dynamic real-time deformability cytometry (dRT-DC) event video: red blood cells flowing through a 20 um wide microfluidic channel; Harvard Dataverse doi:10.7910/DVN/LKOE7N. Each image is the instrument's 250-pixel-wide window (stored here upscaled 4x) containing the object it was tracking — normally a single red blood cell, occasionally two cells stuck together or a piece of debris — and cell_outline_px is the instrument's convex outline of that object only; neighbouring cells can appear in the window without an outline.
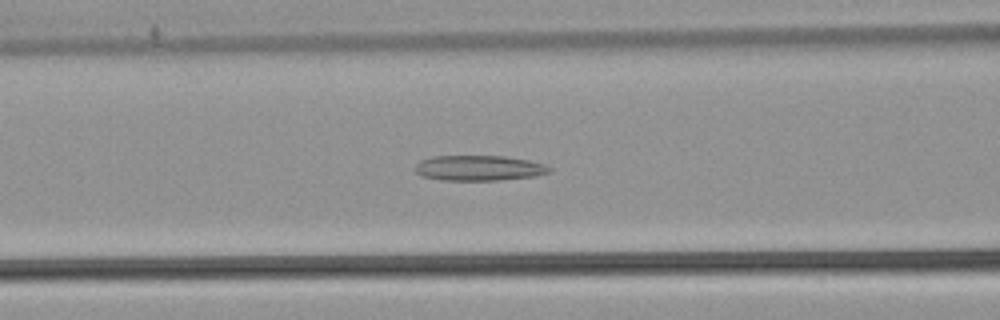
{"species": "common noctule bat (a hibernating species)", "species_latin": "Nyctalus noctula", "temperature_condition": "warm", "stored_images_in_passage": 49, "camera_frame_rate_fps": 3000, "um_per_image_px": 0.085, "animal": {"sex": "male", "body_mass_g": 21.5, "forearm_length_mm": 52.0}, "frame": {"image": 1, "passage_image": 18, "time_ms": 5.667, "image_size_px": [1000, 320], "cell_outline_px": [[552, 172], [536, 176], [496, 180], [440, 180], [424, 176], [416, 172], [416, 164], [420, 160], [432, 156], [504, 156], [528, 160], [544, 164], [552, 168]], "centroid_in_image_um": [40.74, 14.28], "position_along_channel_um": 125.9, "area_um2": 19.77}}
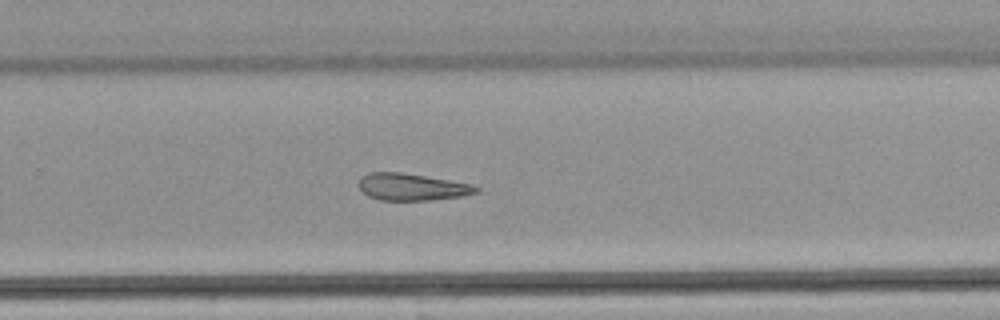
{"frame": {"image": 2, "passage_image": 31, "time_ms": 10.0, "image_size_px": [1000, 320], "cell_outline_px": [[480, 192], [464, 196], [432, 200], [380, 200], [368, 196], [360, 188], [360, 180], [368, 172], [400, 172], [472, 184], [480, 188]], "centroid_in_image_um": [35.06, 15.9], "position_along_channel_um": 294.7, "area_um2": 18.32}}
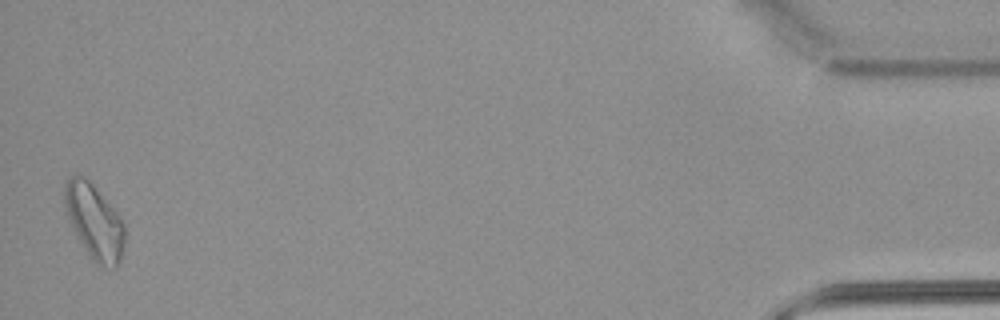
{"frame": {"image": 3, "passage_image": 48, "time_ms": 15.667, "image_size_px": [1000, 320], "cell_outline_px": [[124, 244], [120, 260], [116, 268], [104, 268], [96, 264], [92, 260], [72, 228], [68, 216], [64, 200], [64, 184], [72, 176], [84, 176], [92, 184], [116, 212], [124, 224]], "centroid_in_image_um": [8.02, 18.88], "position_along_channel_um": 427.2, "area_um2": 25.78}}